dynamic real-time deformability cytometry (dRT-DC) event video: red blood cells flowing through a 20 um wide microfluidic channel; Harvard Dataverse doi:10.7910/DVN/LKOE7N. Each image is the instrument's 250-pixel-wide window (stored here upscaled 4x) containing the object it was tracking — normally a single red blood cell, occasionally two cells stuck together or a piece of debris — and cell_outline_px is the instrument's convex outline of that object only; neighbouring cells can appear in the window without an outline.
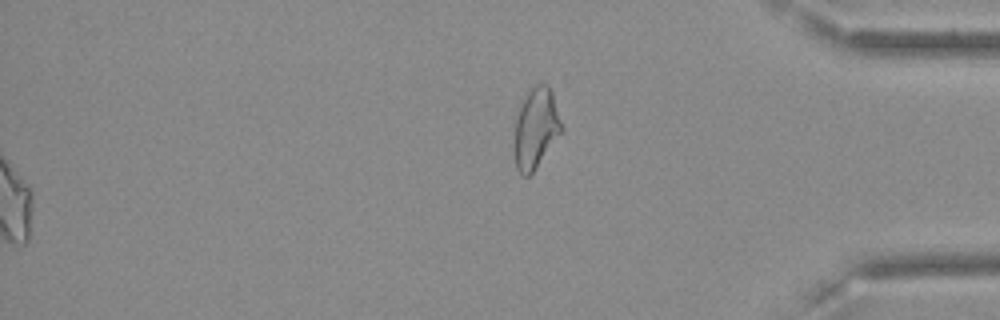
{"species": "Egyptian fruit bat (a non-hibernating species)", "species_latin": "Rousettus aegyptiacus", "temperature_condition": "cold", "stored_images_in_passage": 57, "segment_of_instrument_passage": [2, 2], "camera_frame_rate_fps": 3000, "um_per_image_px": 0.085, "frame": {"image": 1, "passage_image": 57, "time_ms": 18.667, "image_size_px": [1000, 320], "cell_outline_px": [[564, 128], [532, 172], [528, 176], [524, 176], [516, 168], [516, 116], [520, 100], [528, 88], [536, 84], [548, 84], [552, 92]], "centroid_in_image_um": [45.56, 10.79], "position_along_channel_um": 389.6, "area_um2": 21.85}}